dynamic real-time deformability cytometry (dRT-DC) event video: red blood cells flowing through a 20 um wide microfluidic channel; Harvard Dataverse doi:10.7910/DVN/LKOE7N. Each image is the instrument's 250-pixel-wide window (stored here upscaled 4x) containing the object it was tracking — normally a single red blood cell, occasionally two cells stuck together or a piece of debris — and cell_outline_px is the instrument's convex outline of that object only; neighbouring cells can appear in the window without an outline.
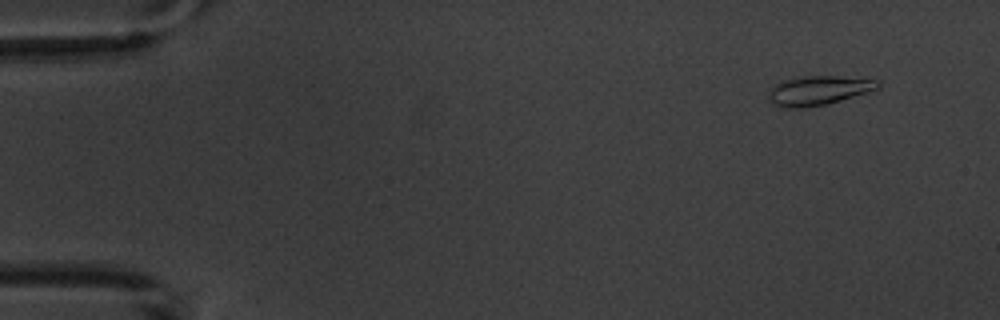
{"species": "common noctule bat (a hibernating species)", "species_latin": "Nyctalus noctula", "temperature_condition": "warm", "stored_images_in_passage": 4, "camera_frame_rate_fps": 3000, "um_per_image_px": 0.085, "animal": {"sex": "male", "body_mass_g": 20.1, "forearm_length_mm": 53.5}, "frame": {"image": 1, "passage_image": 1, "time_ms": 0.0, "image_size_px": [1000, 320], "cell_outline_px": [[880, 88], [876, 92], [828, 104], [804, 108], [780, 108], [768, 96], [768, 92], [776, 84], [788, 80], [804, 76], [836, 76], [880, 80]], "centroid_in_image_um": [69.71, 7.71], "position_along_channel_um": 15.3, "area_um2": 18.96}}